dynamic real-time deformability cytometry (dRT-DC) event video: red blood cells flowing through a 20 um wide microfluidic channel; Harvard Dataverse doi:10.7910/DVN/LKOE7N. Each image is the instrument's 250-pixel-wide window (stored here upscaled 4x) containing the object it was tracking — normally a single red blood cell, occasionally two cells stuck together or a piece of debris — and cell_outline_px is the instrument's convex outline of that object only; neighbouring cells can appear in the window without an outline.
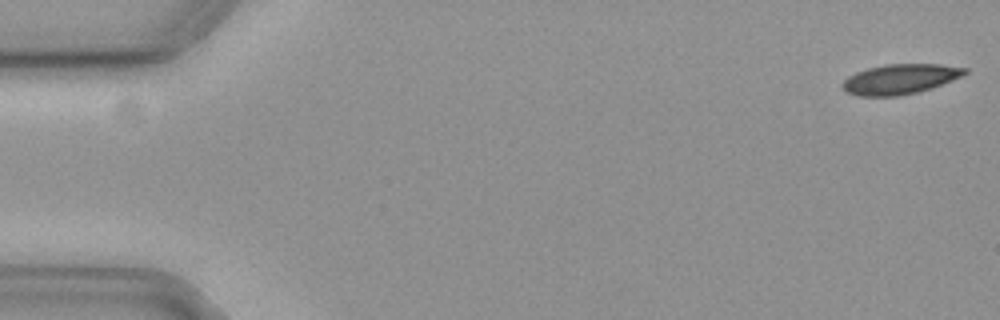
{"species": "common noctule bat (a hibernating species)", "species_latin": "Nyctalus noctula", "temperature_condition": "cold", "stored_images_in_passage": 56, "camera_frame_rate_fps": 3000, "um_per_image_px": 0.085, "animal": {"sex": "female", "body_mass_g": 19.3, "forearm_length_mm": 54.1}, "frame": {"image": 1, "passage_image": 1, "time_ms": 0.0, "image_size_px": [1000, 320], "cell_outline_px": [[968, 72], [952, 80], [932, 88], [916, 92], [896, 96], [856, 96], [848, 92], [840, 84], [848, 76], [856, 72], [868, 68], [884, 64], [940, 64], [968, 68]], "centroid_in_image_um": [76.49, 6.72], "position_along_channel_um": 8.5, "area_um2": 21.33}}
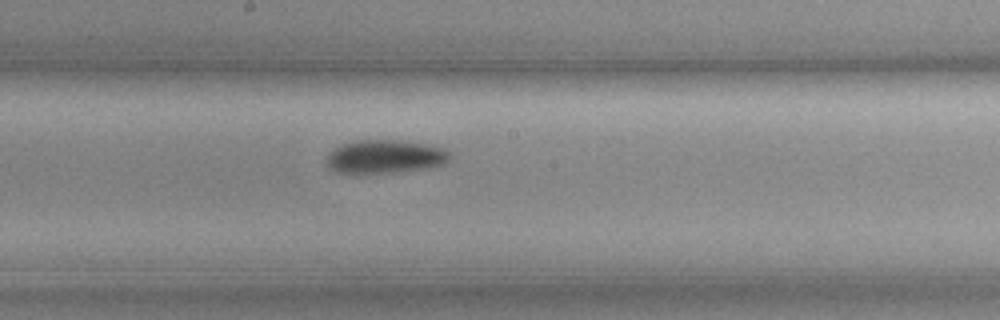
{"frame": {"image": 2, "passage_image": 30, "time_ms": 9.667, "image_size_px": [1000, 320], "cell_outline_px": [[452, 156], [448, 160], [440, 164], [424, 168], [396, 172], [352, 176], [336, 172], [328, 168], [324, 164], [328, 152], [340, 144], [356, 140], [400, 140], [424, 144], [440, 148], [448, 152]], "centroid_in_image_um": [32.55, 13.35], "position_along_channel_um": 215.6, "area_um2": 24.62}}
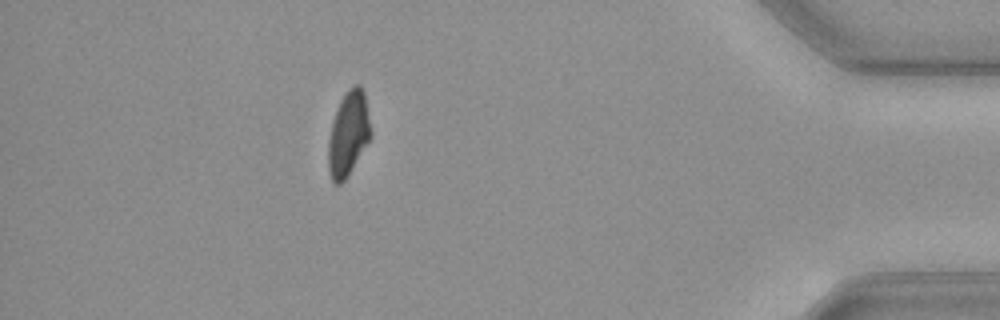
{"frame": {"image": 3, "passage_image": 50, "time_ms": 16.333, "image_size_px": [1000, 320], "cell_outline_px": [[372, 136], [344, 180], [340, 184], [332, 184], [328, 172], [328, 140], [332, 120], [336, 108], [340, 100], [348, 88], [352, 84], [360, 84], [364, 92], [372, 132]], "centroid_in_image_um": [29.59, 11.34], "position_along_channel_um": 405.6, "area_um2": 21.15}, "authors_computed_cell_mechanics": {"area_um2": 22.5131, "velocity_mm_per_s": 3.656, "shape_relaxation_time_tau1_ms": 8.2621, "shape_relaxation_time_tau2_ms": null, "deformation_change_tau1": 0.1522, "deformation_change_tau2": null}}